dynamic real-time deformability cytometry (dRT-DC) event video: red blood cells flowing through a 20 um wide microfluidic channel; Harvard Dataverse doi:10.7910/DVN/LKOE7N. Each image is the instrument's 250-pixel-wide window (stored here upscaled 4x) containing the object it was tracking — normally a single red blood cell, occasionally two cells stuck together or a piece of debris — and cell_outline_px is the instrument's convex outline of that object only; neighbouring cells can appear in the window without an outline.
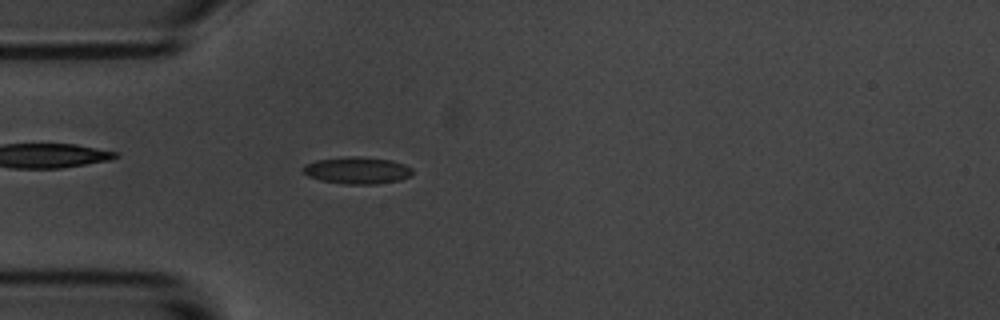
{"species": "common noctule bat (a hibernating species)", "species_latin": "Nyctalus noctula", "temperature_condition": "room temperature", "stored_images_in_passage": 57, "camera_frame_rate_fps": 3000, "um_per_image_px": 0.085, "animal": {"sex": "male", "body_mass_g": 20.1, "forearm_length_mm": 53.5}, "frame": {"image": 1, "passage_image": 16, "time_ms": 5.0, "image_size_px": [1000, 320], "cell_outline_px": [[412, 176], [400, 180], [376, 184], [348, 184], [320, 180], [308, 176], [300, 168], [304, 164], [316, 160], [348, 156], [360, 156], [392, 160], [404, 164], [412, 168]], "centroid_in_image_um": [30.36, 14.47], "position_along_channel_um": 54.6, "area_um2": 17.34}}
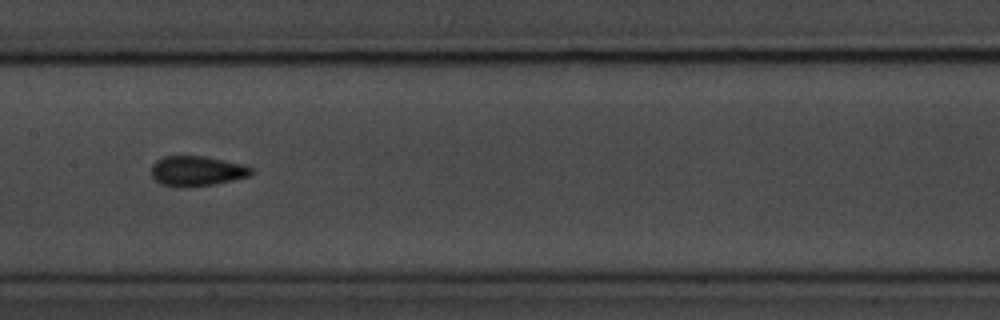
{"frame": {"image": 2, "passage_image": 28, "time_ms": 9.0, "image_size_px": [1000, 320], "cell_outline_px": [[252, 172], [248, 176], [232, 180], [212, 184], [180, 188], [160, 184], [152, 176], [152, 164], [156, 160], [164, 156], [204, 156], [240, 164], [252, 168]], "centroid_in_image_um": [16.67, 14.54], "position_along_channel_um": 190.7, "area_um2": 17.28}}
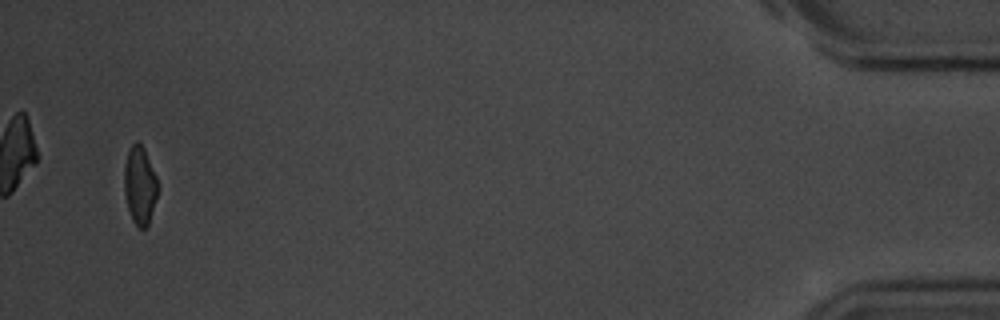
{"frame": {"image": 3, "passage_image": 55, "time_ms": 18.0, "image_size_px": [1000, 320], "cell_outline_px": [[160, 188], [148, 228], [140, 228], [132, 220], [128, 208], [124, 192], [124, 164], [128, 152], [132, 144], [136, 140], [144, 148], [156, 176]], "centroid_in_image_um": [11.91, 15.78], "position_along_channel_um": 423.3, "area_um2": 15.55}, "authors_computed_cell_mechanics": {"area_um2": 16.2996, "velocity_mm_per_s": 3.5205, "shape_relaxation_time_tau1_ms": 3.5913, "shape_relaxation_time_tau2_ms": 1.7182, "deformation_change_tau1": 0.1167, "deformation_change_tau2": 0.08}}